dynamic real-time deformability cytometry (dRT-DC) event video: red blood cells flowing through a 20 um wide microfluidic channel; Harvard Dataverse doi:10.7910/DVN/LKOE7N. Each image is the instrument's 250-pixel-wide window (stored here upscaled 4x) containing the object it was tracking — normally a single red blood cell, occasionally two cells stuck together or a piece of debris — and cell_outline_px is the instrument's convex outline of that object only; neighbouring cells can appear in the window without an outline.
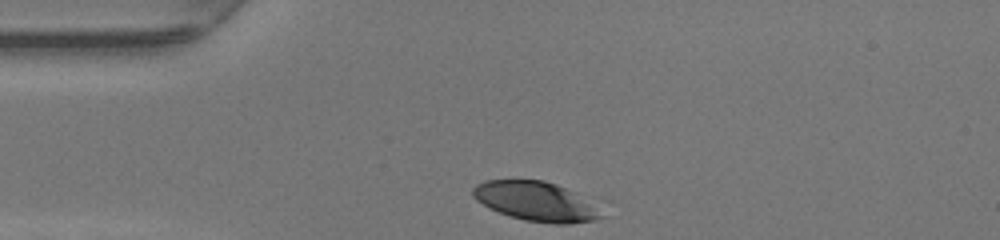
{"species": "human", "species_latin": "Homo sapiens", "temperature_condition": "warm", "stored_images_in_passage": 28, "camera_frame_rate_fps": 3000, "um_per_image_px": 0.085, "donor": {"sex": "female"}, "frame": {"image": 1, "passage_image": 1, "time_ms": 0.0, "image_size_px": [1000, 240], "cell_outline_px": [[604, 216], [596, 220], [568, 224], [552, 224], [524, 220], [500, 212], [476, 200], [472, 196], [472, 188], [476, 184], [484, 180], [544, 180], [556, 184], [604, 208]], "centroid_in_image_um": [45.61, 17.13], "position_along_channel_um": 39.4, "area_um2": 29.54}}
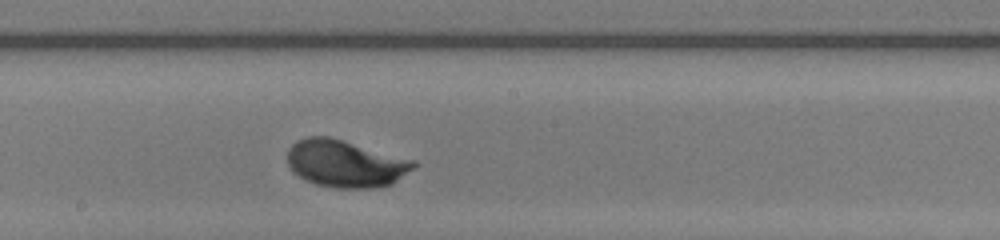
{"frame": {"image": 2, "passage_image": 16, "time_ms": 5.0, "image_size_px": [1000, 240], "cell_outline_px": [[416, 164], [412, 168], [392, 184], [372, 188], [336, 188], [316, 184], [304, 180], [292, 172], [288, 164], [288, 148], [296, 140], [308, 136], [328, 136], [344, 140], [416, 160]], "centroid_in_image_um": [29.33, 13.89], "position_along_channel_um": 218.9, "area_um2": 34.85}}
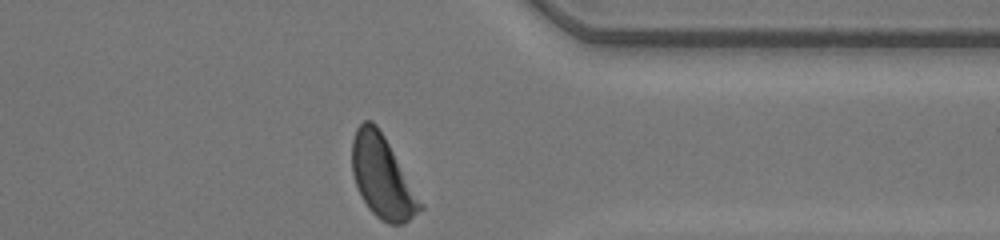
{"frame": {"image": 3, "passage_image": 28, "time_ms": 9.0, "image_size_px": [1000, 240], "cell_outline_px": [[424, 208], [404, 224], [388, 224], [380, 220], [368, 208], [360, 196], [352, 172], [352, 140], [356, 128], [364, 120], [372, 120], [376, 124], [384, 136], [424, 204]], "centroid_in_image_um": [32.5, 15.06], "position_along_channel_um": 378.9, "area_um2": 32.66}, "authors_computed_cell_mechanics": {"area_um2": 32.7148, "velocity_mm_per_s": 4.199, "shape_relaxation_time_tau1_ms": 1.4826, "shape_relaxation_time_tau2_ms": null, "deformation_change_tau1": 0.1237, "deformation_change_tau2": null}}